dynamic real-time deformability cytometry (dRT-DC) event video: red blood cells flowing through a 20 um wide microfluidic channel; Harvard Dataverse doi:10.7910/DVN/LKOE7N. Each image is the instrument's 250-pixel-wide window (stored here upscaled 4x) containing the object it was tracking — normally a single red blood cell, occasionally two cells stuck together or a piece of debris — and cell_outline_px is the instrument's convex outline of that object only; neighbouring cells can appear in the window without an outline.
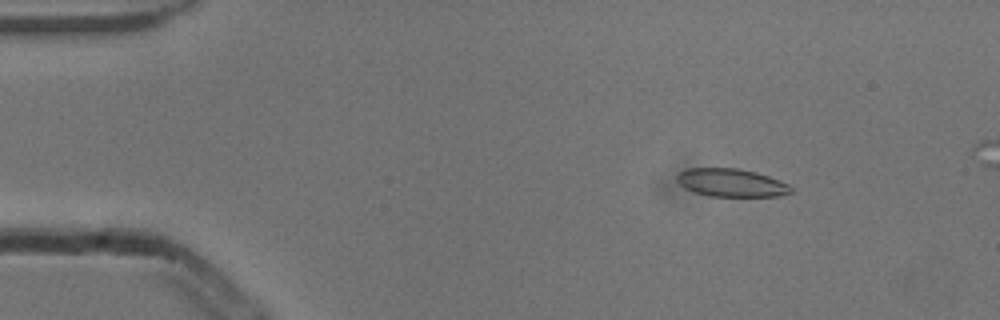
{"species": "common noctule bat (a hibernating species)", "species_latin": "Nyctalus noctula", "temperature_condition": "cold", "stored_images_in_passage": 14, "camera_frame_rate_fps": 3000, "um_per_image_px": 0.085, "animal": {"sex": "male", "body_mass_g": 13.3}, "frame": {"image": 1, "passage_image": 7, "time_ms": 2.0, "image_size_px": [1000, 320], "cell_outline_px": [[792, 192], [780, 196], [708, 196], [692, 192], [684, 188], [676, 180], [676, 172], [688, 168], [736, 168], [756, 172], [768, 176], [788, 184], [792, 188]], "centroid_in_image_um": [62.1, 15.53], "position_along_channel_um": 22.9, "area_um2": 18.79}}